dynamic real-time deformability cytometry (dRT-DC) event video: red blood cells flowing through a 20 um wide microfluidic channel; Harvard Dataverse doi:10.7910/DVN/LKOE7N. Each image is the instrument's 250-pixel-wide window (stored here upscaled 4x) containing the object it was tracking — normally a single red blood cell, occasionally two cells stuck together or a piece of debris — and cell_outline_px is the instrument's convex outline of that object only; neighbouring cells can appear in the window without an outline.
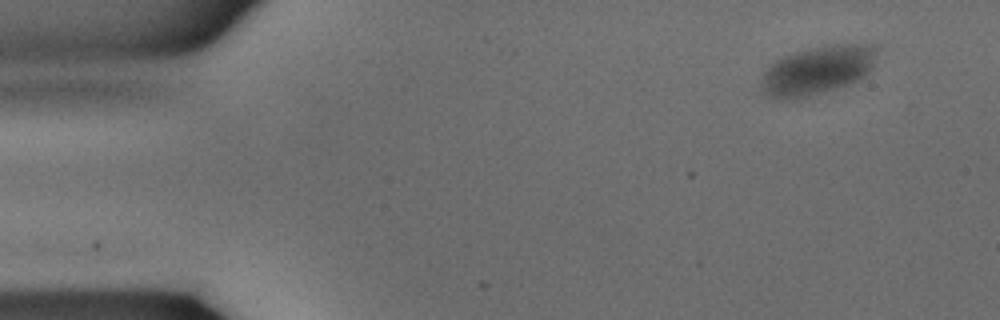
{"species": "common noctule bat (a hibernating species)", "species_latin": "Nyctalus noctula", "temperature_condition": "warm", "stored_images_in_passage": 35, "camera_frame_rate_fps": 3000, "um_per_image_px": 0.085, "animal": {"sex": "male", "body_mass_g": 15.6}, "frame": {"image": 1, "passage_image": 2, "time_ms": 0.333, "image_size_px": [1000, 320], "cell_outline_px": [[872, 68], [864, 76], [848, 84], [796, 100], [776, 100], [768, 96], [764, 92], [760, 84], [764, 72], [768, 64], [776, 60], [796, 52], [812, 48], [836, 44], [860, 44], [872, 48]], "centroid_in_image_um": [69.35, 6.02], "position_along_channel_um": 15.6, "area_um2": 32.08}}
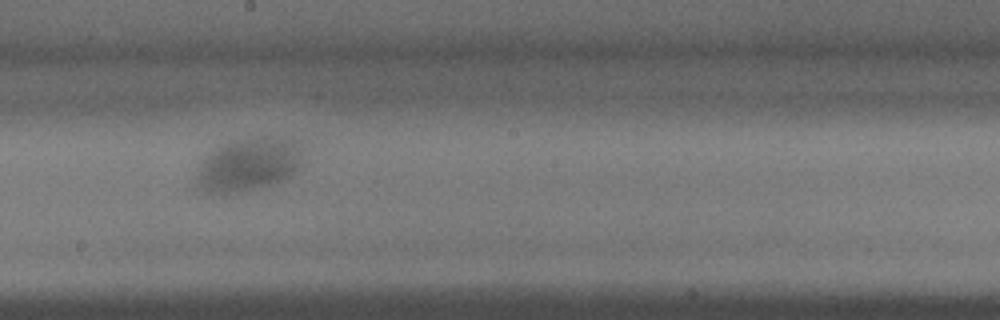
{"frame": {"image": 2, "passage_image": 19, "time_ms": 6.0, "image_size_px": [1000, 320], "cell_outline_px": [[308, 144], [300, 168], [296, 172], [272, 184], [252, 188], [228, 192], [208, 192], [200, 184], [196, 176], [200, 160], [216, 144], [228, 140], [248, 136], [280, 136], [296, 140]], "centroid_in_image_um": [21.23, 13.84], "position_along_channel_um": 227.0, "area_um2": 34.04}}
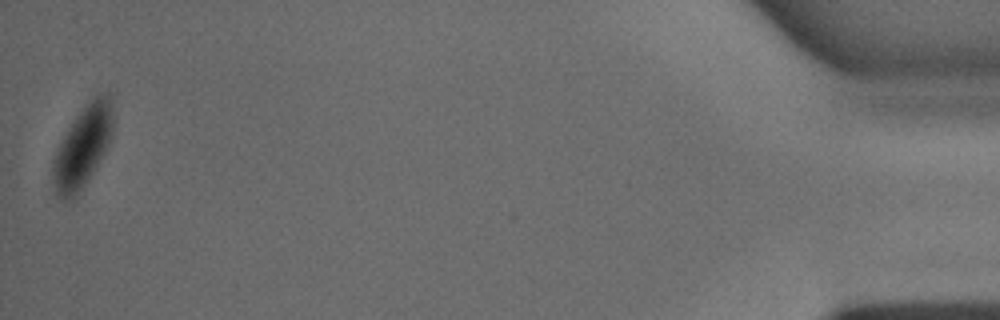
{"frame": {"image": 3, "passage_image": 35, "time_ms": 11.333, "image_size_px": [1000, 320], "cell_outline_px": [[112, 132], [108, 144], [104, 152], [88, 180], [72, 200], [68, 204], [60, 200], [56, 196], [52, 176], [52, 164], [56, 148], [72, 120], [84, 104], [96, 92], [108, 92], [112, 96]], "centroid_in_image_um": [7.0, 12.44], "position_along_channel_um": 428.2, "area_um2": 29.13}}